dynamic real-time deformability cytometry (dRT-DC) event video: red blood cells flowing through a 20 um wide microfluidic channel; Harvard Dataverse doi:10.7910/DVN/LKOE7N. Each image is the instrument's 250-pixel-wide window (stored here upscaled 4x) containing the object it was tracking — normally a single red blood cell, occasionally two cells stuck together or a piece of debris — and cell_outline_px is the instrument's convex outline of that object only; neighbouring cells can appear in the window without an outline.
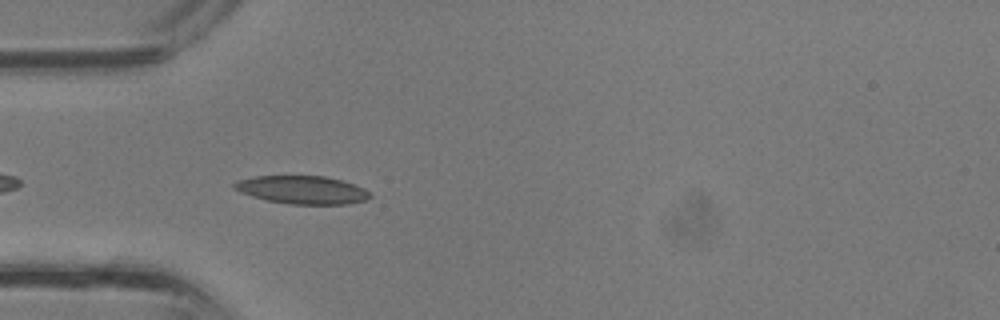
{"species": "common noctule bat (a hibernating species)", "species_latin": "Nyctalus noctula", "temperature_condition": "room temperature", "stored_images_in_passage": 34, "camera_frame_rate_fps": 3000, "um_per_image_px": 0.085, "animal": {"sex": "male", "body_mass_g": 13.3}, "frame": {"image": 1, "passage_image": 10, "time_ms": 3.0, "image_size_px": [1000, 320], "cell_outline_px": [[372, 196], [368, 200], [348, 204], [292, 204], [268, 200], [252, 196], [240, 192], [232, 188], [232, 184], [236, 180], [256, 176], [324, 176], [340, 180], [364, 188]], "centroid_in_image_um": [25.67, 16.14], "position_along_channel_um": 59.3, "area_um2": 22.14}}
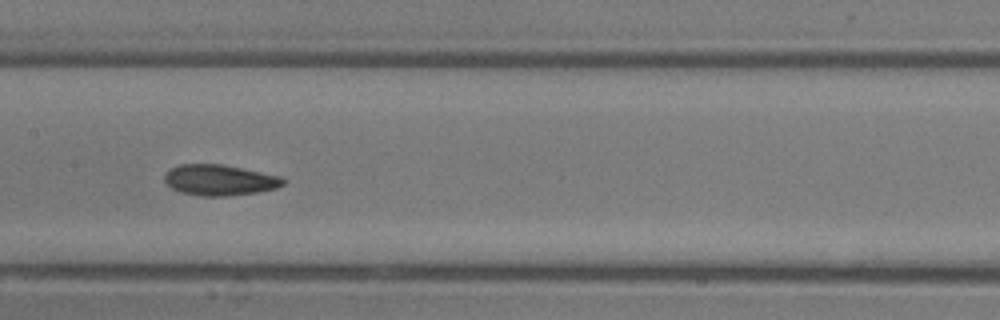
{"frame": {"image": 2, "passage_image": 17, "time_ms": 5.333, "image_size_px": [1000, 320], "cell_outline_px": [[284, 184], [276, 188], [256, 192], [224, 196], [200, 196], [180, 192], [172, 188], [164, 180], [164, 176], [172, 168], [180, 164], [220, 164], [280, 176], [284, 180]], "centroid_in_image_um": [18.64, 15.31], "position_along_channel_um": 188.8, "area_um2": 20.92}}
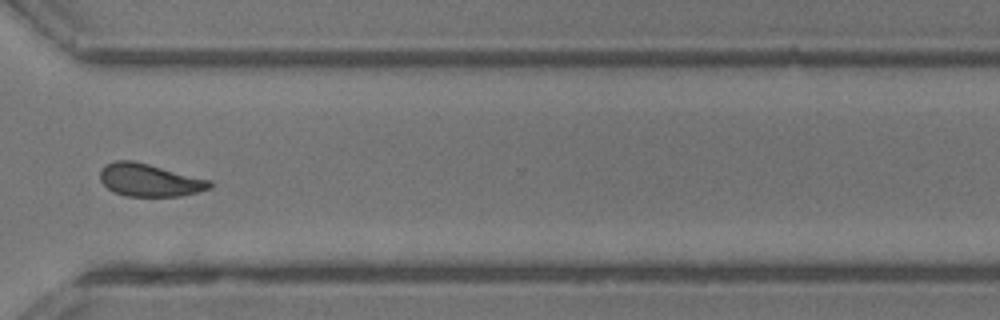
{"frame": {"image": 3, "passage_image": 26, "time_ms": 8.333, "image_size_px": [1000, 320], "cell_outline_px": [[212, 188], [180, 196], [124, 196], [108, 188], [100, 180], [100, 172], [108, 164], [116, 160], [132, 160], [212, 180]], "centroid_in_image_um": [12.74, 15.31], "position_along_channel_um": 357.9, "area_um2": 20.69}}